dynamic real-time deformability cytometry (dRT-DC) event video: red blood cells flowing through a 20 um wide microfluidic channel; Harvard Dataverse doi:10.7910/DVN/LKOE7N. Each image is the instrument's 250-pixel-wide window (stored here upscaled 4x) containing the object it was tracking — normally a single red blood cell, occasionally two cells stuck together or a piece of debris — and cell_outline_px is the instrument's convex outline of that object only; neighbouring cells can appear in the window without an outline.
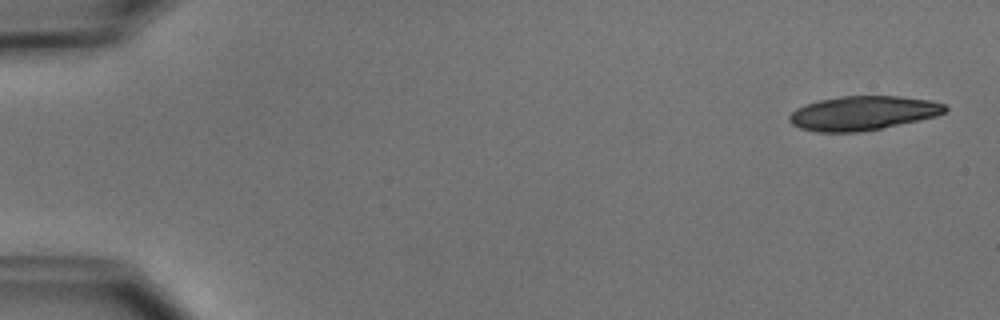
{"species": "common noctule bat (a hibernating species)", "species_latin": "Nyctalus noctula", "temperature_condition": "cold", "stored_images_in_passage": 4, "camera_frame_rate_fps": 3000, "um_per_image_px": 0.085, "animal": {"sex": "male", "body_mass_g": 15.6}, "frame": {"image": 1, "passage_image": 1, "time_ms": 0.0, "image_size_px": [1000, 320], "cell_outline_px": [[948, 108], [944, 112], [936, 116], [880, 128], [856, 132], [816, 132], [800, 128], [792, 124], [788, 120], [788, 116], [796, 108], [804, 104], [820, 100], [840, 96], [900, 96], [928, 100], [944, 104]], "centroid_in_image_um": [73.29, 9.61], "position_along_channel_um": 11.7, "area_um2": 30.81}}